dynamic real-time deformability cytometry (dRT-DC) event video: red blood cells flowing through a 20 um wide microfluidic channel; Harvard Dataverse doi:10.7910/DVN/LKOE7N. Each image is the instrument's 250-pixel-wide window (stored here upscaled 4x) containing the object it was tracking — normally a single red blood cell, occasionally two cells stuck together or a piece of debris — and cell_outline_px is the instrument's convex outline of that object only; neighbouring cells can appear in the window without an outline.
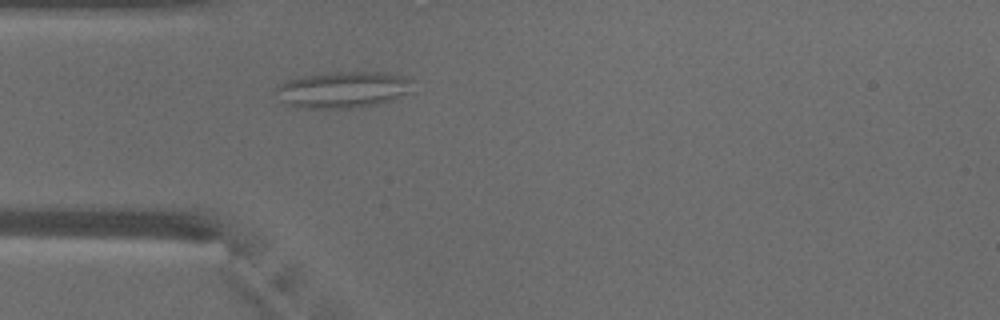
{"species": "common noctule bat (a hibernating species)", "species_latin": "Nyctalus noctula", "temperature_condition": "warm", "stored_images_in_passage": 36, "camera_frame_rate_fps": 3000, "um_per_image_px": 0.085, "animal": {"sex": "male", "body_mass_g": 18.8}, "frame": {"image": 1, "passage_image": 1, "time_ms": 0.0, "image_size_px": [1000, 320], "cell_outline_px": [[412, 92], [392, 100], [376, 104], [352, 108], [300, 108], [288, 104], [280, 100], [276, 92], [276, 84], [300, 76], [336, 72], [384, 72], [404, 76], [412, 80]], "centroid_in_image_um": [29.16, 7.62], "position_along_channel_um": 55.8, "area_um2": 29.19}}
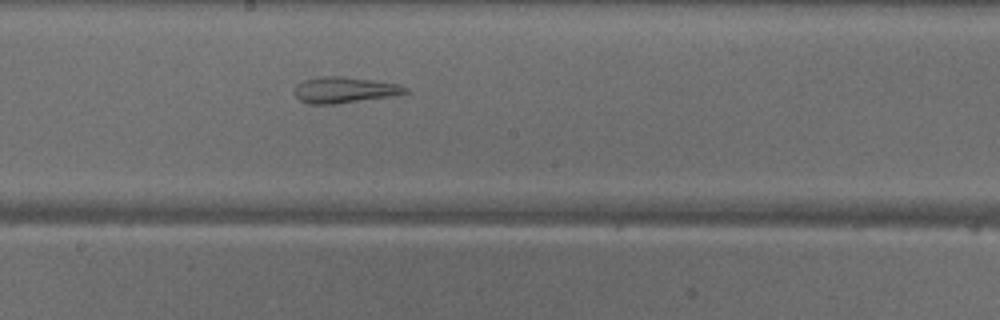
{"frame": {"image": 2, "passage_image": 13, "time_ms": 4.0, "image_size_px": [1000, 320], "cell_outline_px": [[408, 92], [392, 96], [336, 104], [308, 104], [300, 100], [296, 96], [296, 84], [304, 80], [320, 76], [340, 76], [372, 80], [396, 84], [408, 88]], "centroid_in_image_um": [29.26, 7.65], "position_along_channel_um": 218.9, "area_um2": 16.65}}
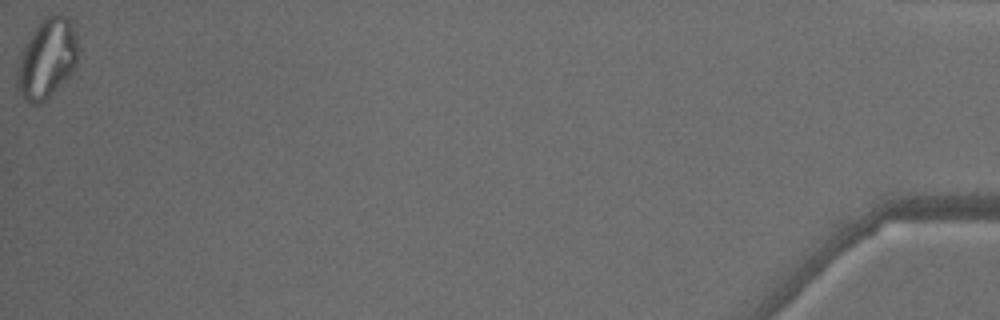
{"frame": {"image": 3, "passage_image": 36, "time_ms": 11.667, "image_size_px": [1000, 320], "cell_outline_px": [[76, 60], [68, 76], [40, 104], [28, 104], [24, 100], [20, 88], [20, 60], [24, 48], [32, 32], [40, 20], [52, 12], [60, 12], [68, 16], [76, 40]], "centroid_in_image_um": [4.01, 4.9], "position_along_channel_um": 431.2, "area_um2": 26.93}, "authors_computed_cell_mechanics": {"area_um2": 21.386, "velocity_mm_per_s": 4.1294, "shape_relaxation_time_tau1_ms": null, "shape_relaxation_time_tau2_ms": 1.7738, "deformation_change_tau1": null, "deformation_change_tau2": 0.1137}}